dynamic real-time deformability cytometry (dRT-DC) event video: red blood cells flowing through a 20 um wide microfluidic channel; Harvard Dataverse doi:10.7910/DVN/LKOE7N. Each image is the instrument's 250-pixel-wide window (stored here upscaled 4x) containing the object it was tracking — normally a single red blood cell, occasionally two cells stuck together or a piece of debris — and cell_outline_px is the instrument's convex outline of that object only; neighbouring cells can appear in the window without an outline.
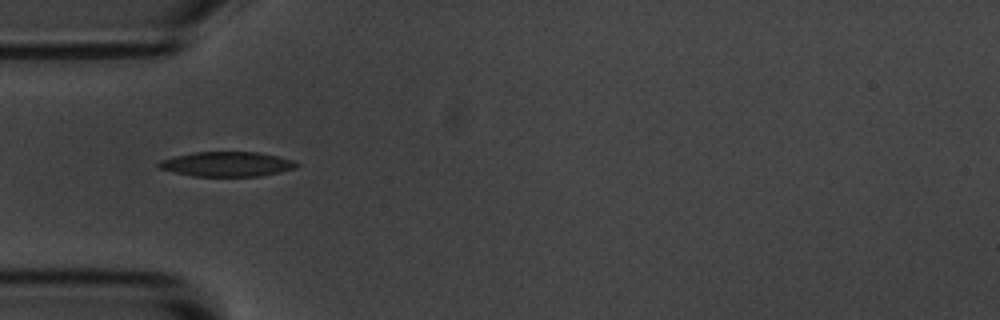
{"species": "common noctule bat (a hibernating species)", "species_latin": "Nyctalus noctula", "temperature_condition": "room temperature", "stored_images_in_passage": 6, "camera_frame_rate_fps": 3000, "um_per_image_px": 0.085, "animal": {"sex": "male", "body_mass_g": 20.1, "forearm_length_mm": 53.5}, "frame": {"image": 1, "passage_image": 5, "time_ms": 5.333, "image_size_px": [1000, 320], "cell_outline_px": [[300, 164], [296, 168], [280, 172], [260, 176], [192, 176], [160, 168], [156, 164], [160, 160], [192, 152], [256, 152], [276, 156], [292, 160]], "centroid_in_image_um": [19.29, 13.95], "position_along_channel_um": 65.7, "area_um2": 19.71}}